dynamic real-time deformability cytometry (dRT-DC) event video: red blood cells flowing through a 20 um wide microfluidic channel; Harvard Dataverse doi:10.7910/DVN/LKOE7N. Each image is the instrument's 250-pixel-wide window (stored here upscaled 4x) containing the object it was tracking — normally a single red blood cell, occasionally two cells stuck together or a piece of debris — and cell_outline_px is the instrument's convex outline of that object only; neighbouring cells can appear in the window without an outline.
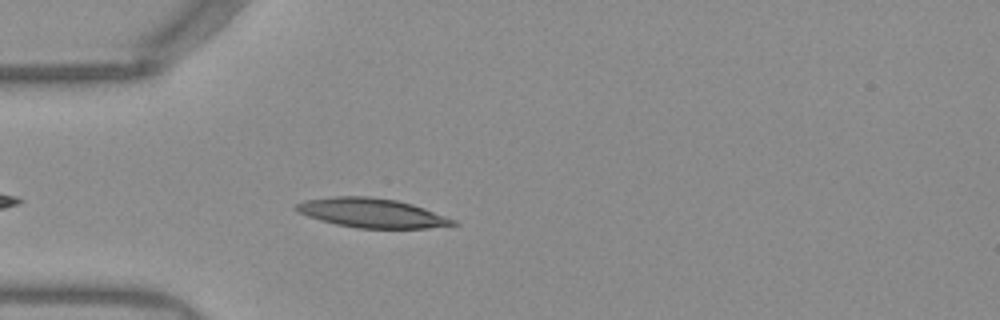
{"species": "Egyptian fruit bat (a non-hibernating species)", "species_latin": "Rousettus aegyptiacus", "temperature_condition": "warm", "stored_images_in_passage": 8, "camera_frame_rate_fps": 3000, "um_per_image_px": 0.085, "frame": {"image": 1, "passage_image": 4, "time_ms": 1.0, "image_size_px": [1000, 320], "cell_outline_px": [[460, 224], [428, 228], [356, 228], [336, 224], [320, 220], [296, 212], [296, 204], [304, 200], [332, 196], [368, 196], [396, 200], [412, 204], [424, 208], [456, 220]], "centroid_in_image_um": [31.6, 18.1], "position_along_channel_um": 53.4, "area_um2": 26.76}}
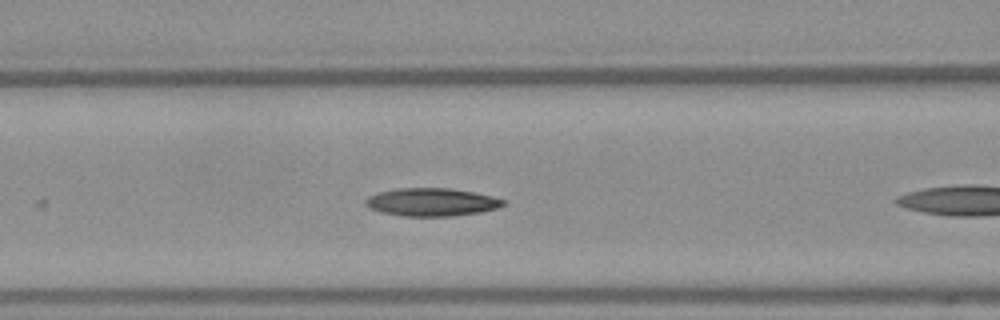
{"frame": {"image": 2, "passage_image": 7, "time_ms": 2.0, "image_size_px": [1000, 320], "cell_outline_px": [[508, 200], [504, 204], [496, 208], [480, 212], [452, 216], [400, 216], [380, 212], [368, 208], [364, 204], [364, 200], [368, 196], [380, 192], [396, 188], [448, 188], [472, 192], [492, 196]], "centroid_in_image_um": [36.65, 17.18], "position_along_channel_um": 130.0, "area_um2": 22.54}}